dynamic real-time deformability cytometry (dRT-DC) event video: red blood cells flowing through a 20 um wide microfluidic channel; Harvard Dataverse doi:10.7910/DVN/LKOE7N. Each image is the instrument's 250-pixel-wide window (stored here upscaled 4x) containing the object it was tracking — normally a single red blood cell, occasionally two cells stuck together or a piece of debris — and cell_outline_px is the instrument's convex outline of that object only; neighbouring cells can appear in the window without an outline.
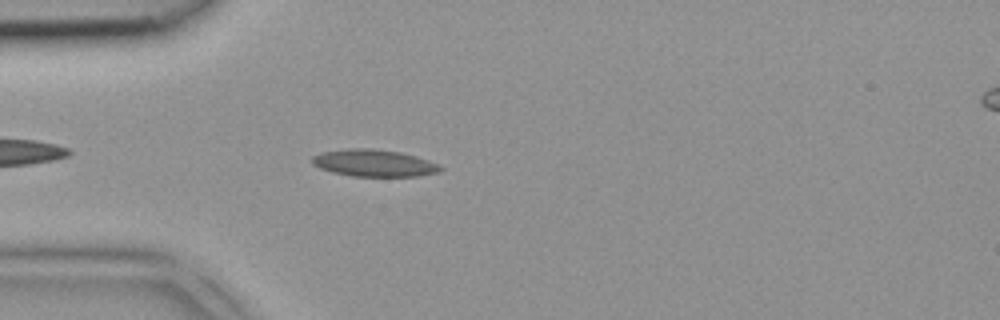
{"species": "common noctule bat (a hibernating species)", "species_latin": "Nyctalus noctula", "temperature_condition": "room temperature", "stored_images_in_passage": 4, "segment_of_instrument_passage": [1, 2], "camera_frame_rate_fps": 3000, "um_per_image_px": 0.085, "animal": {"sex": "female", "body_mass_g": 18.4}, "frame": {"image": 1, "passage_image": 3, "time_ms": 0.667, "image_size_px": [1000, 320], "cell_outline_px": [[444, 168], [440, 172], [416, 176], [352, 176], [332, 172], [320, 168], [312, 164], [312, 156], [324, 152], [352, 148], [372, 148], [400, 152], [416, 156], [440, 164]], "centroid_in_image_um": [31.83, 13.86], "position_along_channel_um": 53.2, "area_um2": 20.17}}